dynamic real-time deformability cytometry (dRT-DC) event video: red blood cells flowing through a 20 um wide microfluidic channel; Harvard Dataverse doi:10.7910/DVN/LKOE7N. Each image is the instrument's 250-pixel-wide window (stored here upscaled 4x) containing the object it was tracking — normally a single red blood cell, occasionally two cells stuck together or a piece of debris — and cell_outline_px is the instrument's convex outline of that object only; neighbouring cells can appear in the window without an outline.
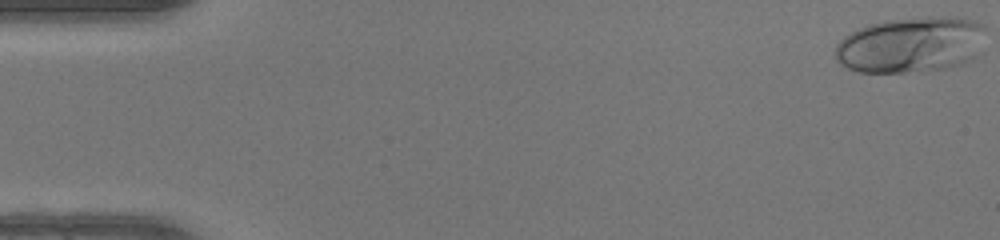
{"species": "human", "species_latin": "Homo sapiens", "temperature_condition": "warm", "stored_images_in_passage": 50, "camera_frame_rate_fps": 3000, "um_per_image_px": 0.085, "donor": {"sex": "female"}, "frame": {"image": 1, "passage_image": 1, "time_ms": 0.0, "image_size_px": [1000, 240], "cell_outline_px": [[984, 28], [976, 56], [964, 64], [948, 68], [904, 72], [860, 72], [848, 68], [840, 64], [836, 60], [836, 44], [844, 36], [868, 24], [888, 20], [928, 16], [956, 16], [976, 20], [984, 24]], "centroid_in_image_um": [77.43, 3.79], "position_along_channel_um": 7.6, "area_um2": 49.07}}
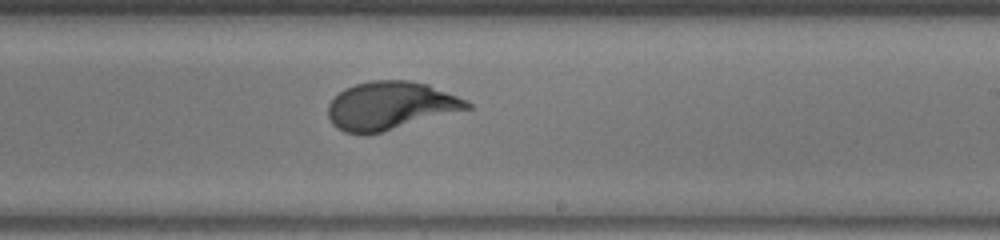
{"frame": {"image": 2, "passage_image": 30, "time_ms": 9.667, "image_size_px": [1000, 240], "cell_outline_px": [[472, 108], [368, 136], [364, 136], [344, 132], [336, 128], [332, 124], [328, 116], [328, 104], [344, 88], [356, 84], [372, 80], [408, 80], [428, 84], [456, 96], [472, 104]], "centroid_in_image_um": [33.14, 9.01], "position_along_channel_um": 255.9, "area_um2": 39.13}}
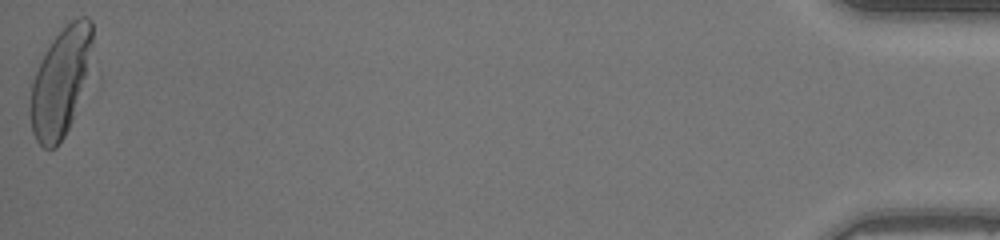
{"frame": {"image": 3, "passage_image": 50, "time_ms": 16.333, "image_size_px": [1000, 240], "cell_outline_px": [[92, 40], [88, 80], [72, 120], [64, 136], [56, 148], [44, 148], [36, 140], [32, 132], [28, 112], [28, 108], [32, 80], [40, 60], [52, 40], [72, 20], [80, 16], [88, 16], [92, 20]], "centroid_in_image_um": [5.14, 7.0], "position_along_channel_um": 430.1, "area_um2": 39.59}, "authors_computed_cell_mechanics": {"area_um2": 38.8994, "velocity_mm_per_s": 4.1473, "shape_relaxation_time_tau1_ms": 3.1746, "shape_relaxation_time_tau2_ms": null, "deformation_change_tau1": 0.2198, "deformation_change_tau2": null}}